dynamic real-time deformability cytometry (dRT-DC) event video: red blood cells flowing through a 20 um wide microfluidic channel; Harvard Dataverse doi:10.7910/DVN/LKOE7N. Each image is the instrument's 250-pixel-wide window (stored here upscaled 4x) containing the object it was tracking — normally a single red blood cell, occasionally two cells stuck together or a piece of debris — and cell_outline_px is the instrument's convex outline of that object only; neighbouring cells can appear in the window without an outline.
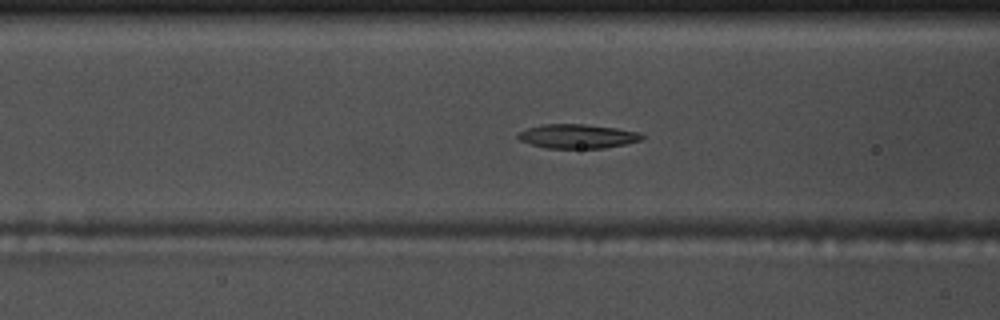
{"species": "common noctule bat (a hibernating species)", "species_latin": "Nyctalus noctula", "temperature_condition": "warm", "stored_images_in_passage": 55, "camera_frame_rate_fps": 3000, "um_per_image_px": 0.085, "animal": {"sex": "male", "body_mass_g": 17.5, "forearm_length_mm": 52.3}, "frame": {"image": 1, "passage_image": 22, "time_ms": 7.0, "image_size_px": [1000, 320], "cell_outline_px": [[644, 136], [640, 140], [624, 144], [604, 148], [544, 148], [520, 140], [516, 136], [520, 132], [528, 128], [544, 124], [584, 124], [616, 128], [640, 132]], "centroid_in_image_um": [49.08, 11.58], "position_along_channel_um": 117.5, "area_um2": 17.28}}
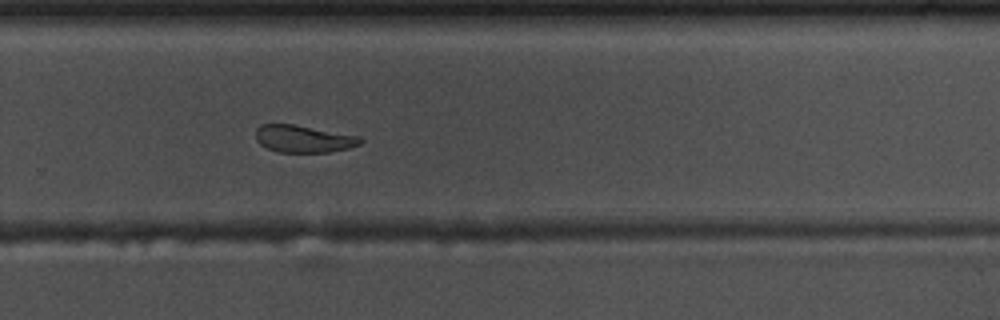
{"frame": {"image": 2, "passage_image": 37, "time_ms": 12.0, "image_size_px": [1000, 320], "cell_outline_px": [[364, 140], [360, 144], [348, 148], [328, 152], [276, 152], [260, 144], [256, 140], [256, 128], [260, 124], [292, 124], [360, 136]], "centroid_in_image_um": [25.79, 11.8], "position_along_channel_um": 304.0, "area_um2": 16.59}}
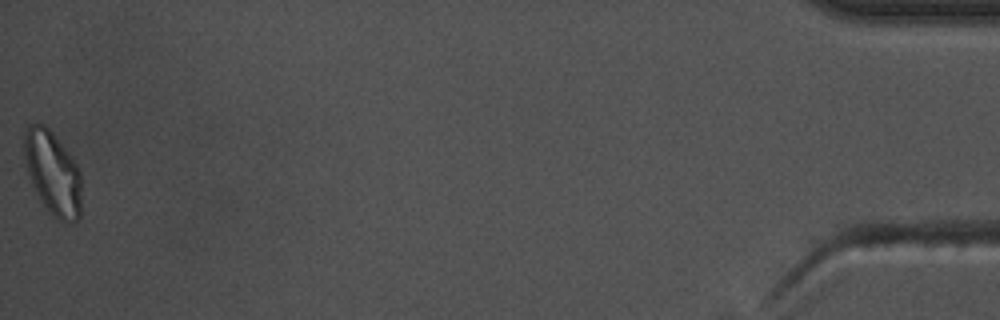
{"frame": {"image": 3, "passage_image": 55, "time_ms": 18.0, "image_size_px": [1000, 320], "cell_outline_px": [[80, 216], [72, 224], [64, 224], [52, 216], [48, 212], [40, 200], [32, 184], [28, 172], [24, 156], [24, 124], [44, 124], [52, 132], [72, 156], [80, 172]], "centroid_in_image_um": [4.47, 14.72], "position_along_channel_um": 430.7, "area_um2": 28.21}, "authors_computed_cell_mechanics": {"area_um2": 18.3226, "velocity_mm_per_s": 3.7445, "shape_relaxation_time_tau1_ms": 6.8153, "shape_relaxation_time_tau2_ms": 5.9232, "deformation_change_tau1": 0.1637, "deformation_change_tau2": 0.1262}}